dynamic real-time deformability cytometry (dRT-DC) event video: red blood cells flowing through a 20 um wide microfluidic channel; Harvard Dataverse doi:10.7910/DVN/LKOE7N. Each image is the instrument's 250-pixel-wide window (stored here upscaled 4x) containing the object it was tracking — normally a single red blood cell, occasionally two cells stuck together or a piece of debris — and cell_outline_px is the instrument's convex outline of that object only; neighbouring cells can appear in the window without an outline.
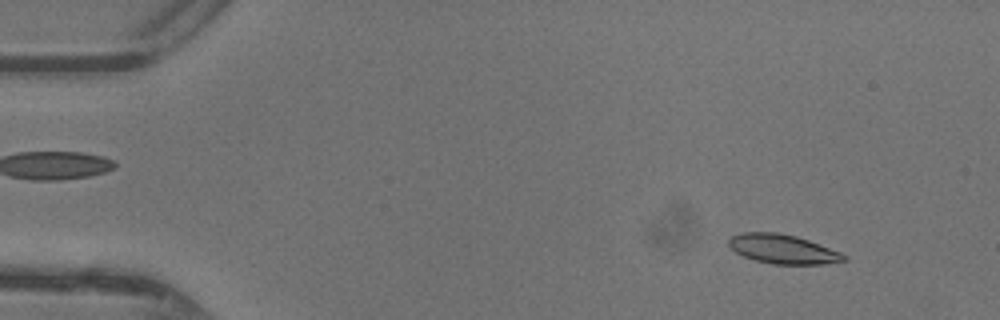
{"species": "common noctule bat (a hibernating species)", "species_latin": "Nyctalus noctula", "temperature_condition": "warm", "stored_images_in_passage": 47, "camera_frame_rate_fps": 3000, "um_per_image_px": 0.085, "animal": {"sex": "female"}, "frame": {"image": 1, "passage_image": 5, "time_ms": 1.333, "image_size_px": [1000, 320], "cell_outline_px": [[848, 260], [824, 264], [772, 264], [756, 260], [744, 256], [736, 252], [728, 244], [728, 240], [732, 236], [740, 232], [776, 232], [796, 236], [808, 240], [840, 252]], "centroid_in_image_um": [66.52, 21.16], "position_along_channel_um": 18.5, "area_um2": 19.42}}
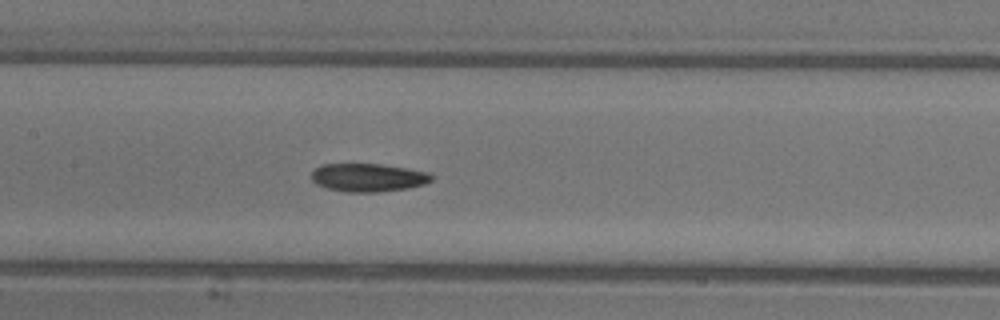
{"frame": {"image": 2, "passage_image": 23, "time_ms": 7.333, "image_size_px": [1000, 320], "cell_outline_px": [[432, 180], [424, 184], [408, 188], [376, 192], [344, 192], [328, 188], [316, 184], [312, 180], [312, 172], [320, 164], [380, 164], [408, 168], [428, 172], [432, 176]], "centroid_in_image_um": [31.28, 15.09], "position_along_channel_um": 176.1, "area_um2": 19.71}}
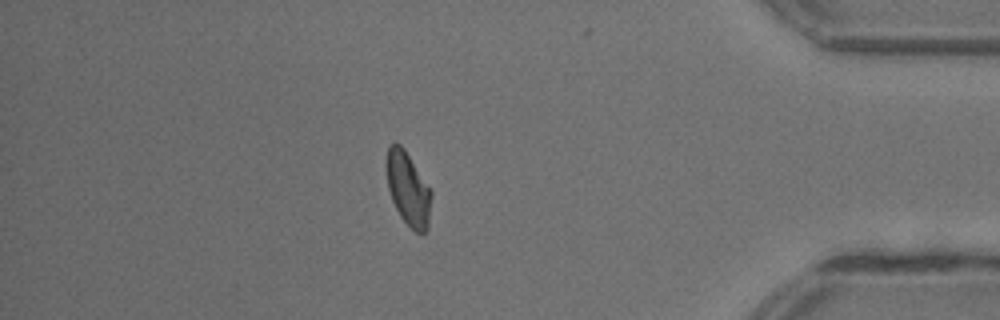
{"frame": {"image": 3, "passage_image": 41, "time_ms": 13.333, "image_size_px": [1000, 320], "cell_outline_px": [[432, 196], [428, 228], [420, 236], [400, 216], [392, 200], [388, 188], [384, 168], [384, 164], [388, 144], [396, 140], [404, 148], [432, 192]], "centroid_in_image_um": [34.65, 16.0], "position_along_channel_um": 400.6, "area_um2": 19.59}, "authors_computed_cell_mechanics": {"area_um2": 19.652, "velocity_mm_per_s": 4.3912, "shape_relaxation_time_tau1_ms": 7.5078, "shape_relaxation_time_tau2_ms": 4.1241, "deformation_change_tau1": 0.2013, "deformation_change_tau2": 0.1103}}